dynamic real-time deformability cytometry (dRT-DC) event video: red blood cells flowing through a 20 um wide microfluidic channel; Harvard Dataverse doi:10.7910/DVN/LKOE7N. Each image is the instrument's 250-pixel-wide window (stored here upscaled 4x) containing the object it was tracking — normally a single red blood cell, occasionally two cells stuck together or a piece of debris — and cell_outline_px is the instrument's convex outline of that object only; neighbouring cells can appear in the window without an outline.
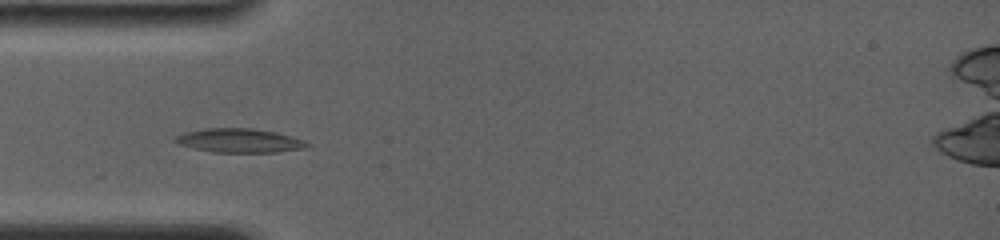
{"species": "common noctule bat (a hibernating species)", "species_latin": "Nyctalus noctula", "temperature_condition": "room temperature", "stored_images_in_passage": 60, "camera_frame_rate_fps": 4000, "um_per_image_px": 0.085, "animal": {"sex": "female", "body_mass_g": 19.0, "forearm_length_mm": 56.7}, "frame": {"image": 1, "passage_image": 15, "time_ms": 3.25, "image_size_px": [1000, 240], "cell_outline_px": [[312, 144], [308, 148], [276, 152], [212, 152], [192, 148], [180, 144], [172, 140], [176, 136], [184, 132], [204, 128], [252, 128], [276, 132], [304, 140]], "centroid_in_image_um": [20.36, 11.95], "position_along_channel_um": 64.6, "area_um2": 18.55}}
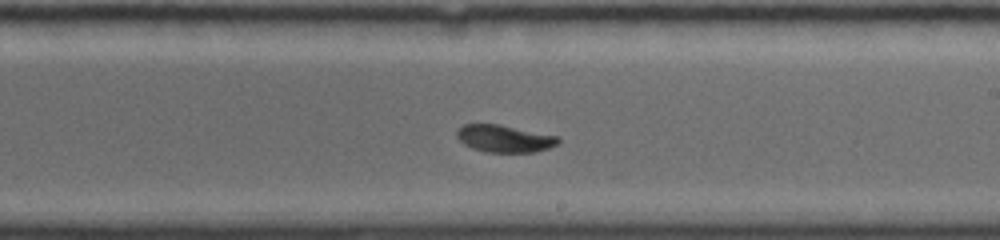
{"frame": {"image": 2, "passage_image": 34, "time_ms": 8.0, "image_size_px": [1000, 240], "cell_outline_px": [[560, 140], [556, 144], [548, 148], [536, 152], [488, 152], [472, 148], [464, 144], [456, 136], [456, 132], [464, 124], [500, 124], [556, 136]], "centroid_in_image_um": [42.85, 11.78], "position_along_channel_um": 246.1, "area_um2": 15.9}}
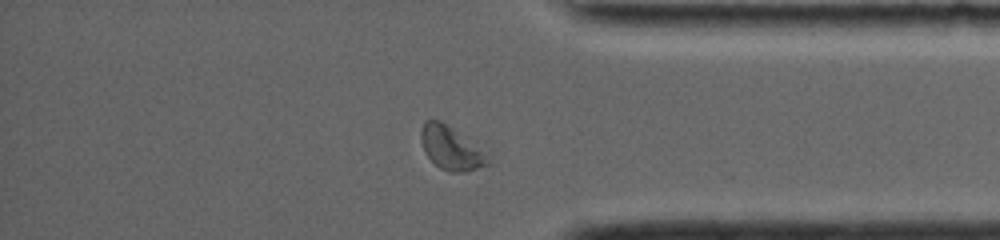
{"frame": {"image": 3, "passage_image": 53, "time_ms": 12.0, "image_size_px": [1000, 240], "cell_outline_px": [[492, 156], [488, 164], [468, 172], [448, 172], [440, 168], [424, 152], [420, 140], [420, 132], [424, 120], [440, 120], [492, 152]], "centroid_in_image_um": [38.42, 12.59], "position_along_channel_um": 396.8, "area_um2": 17.69}, "authors_computed_cell_mechanics": {"area_um2": 16.762, "velocity_mm_per_s": 3.8297, "shape_relaxation_time_tau1_ms": 4.1473, "shape_relaxation_time_tau2_ms": null, "deformation_change_tau1": 0.1434, "deformation_change_tau2": null}}